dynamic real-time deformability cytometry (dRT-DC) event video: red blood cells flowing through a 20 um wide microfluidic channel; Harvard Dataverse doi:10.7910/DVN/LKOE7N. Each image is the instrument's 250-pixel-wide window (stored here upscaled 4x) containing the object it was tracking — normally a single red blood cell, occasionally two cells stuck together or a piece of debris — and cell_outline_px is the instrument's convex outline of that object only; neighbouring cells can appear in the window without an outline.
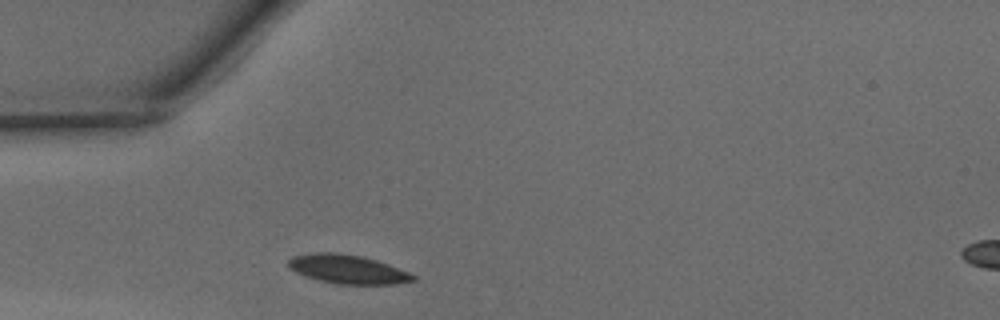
{"species": "common noctule bat (a hibernating species)", "species_latin": "Nyctalus noctula", "temperature_condition": "warm", "stored_images_in_passage": 25, "camera_frame_rate_fps": 3000, "um_per_image_px": 0.085, "animal": {"sex": "male", "body_mass_g": 15.6}, "frame": {"image": 1, "passage_image": 1, "time_ms": 0.0, "image_size_px": [1000, 320], "cell_outline_px": [[416, 280], [392, 284], [336, 284], [304, 276], [288, 268], [288, 260], [292, 256], [312, 252], [336, 252], [364, 256], [388, 264], [408, 272], [416, 276]], "centroid_in_image_um": [29.51, 22.87], "position_along_channel_um": 55.5, "area_um2": 21.1}}
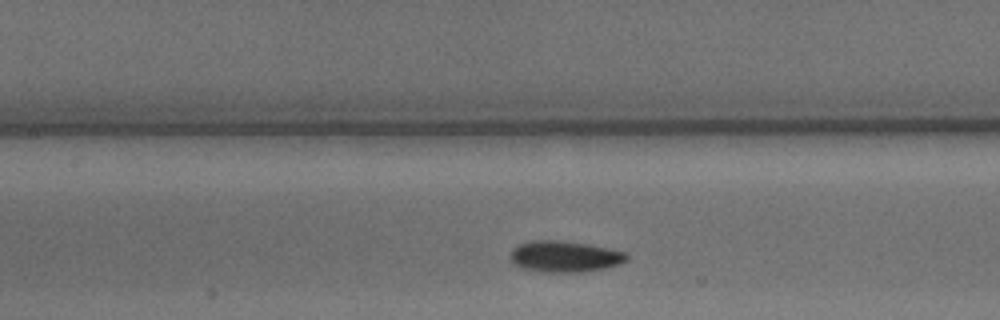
{"frame": {"image": 2, "passage_image": 9, "time_ms": 2.667, "image_size_px": [1000, 320], "cell_outline_px": [[628, 260], [620, 264], [608, 268], [580, 272], [548, 272], [524, 268], [516, 264], [512, 260], [512, 248], [516, 244], [532, 240], [560, 240], [584, 244], [628, 252]], "centroid_in_image_um": [48.04, 21.8], "position_along_channel_um": 159.4, "area_um2": 21.04}}
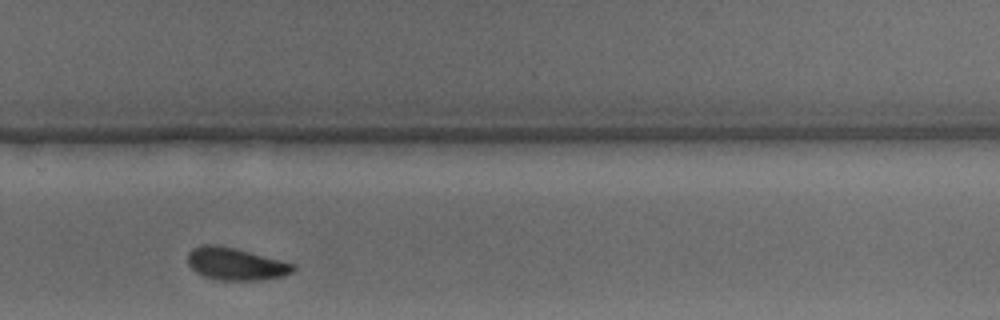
{"frame": {"image": 3, "passage_image": 20, "time_ms": 6.333, "image_size_px": [1000, 320], "cell_outline_px": [[296, 268], [292, 272], [280, 276], [260, 280], [220, 280], [204, 276], [196, 272], [188, 264], [188, 252], [192, 248], [200, 244], [216, 244], [236, 248], [296, 264]], "centroid_in_image_um": [20.01, 22.41], "position_along_channel_um": 309.8, "area_um2": 19.94}, "authors_computed_cell_mechanics": {"area_um2": 20.3456, "velocity_mm_per_s": 4.1171, "shape_relaxation_time_tau1_ms": 1.8439, "shape_relaxation_time_tau2_ms": 7.3512, "deformation_change_tau1": 0.0804, "deformation_change_tau2": 0.104}}